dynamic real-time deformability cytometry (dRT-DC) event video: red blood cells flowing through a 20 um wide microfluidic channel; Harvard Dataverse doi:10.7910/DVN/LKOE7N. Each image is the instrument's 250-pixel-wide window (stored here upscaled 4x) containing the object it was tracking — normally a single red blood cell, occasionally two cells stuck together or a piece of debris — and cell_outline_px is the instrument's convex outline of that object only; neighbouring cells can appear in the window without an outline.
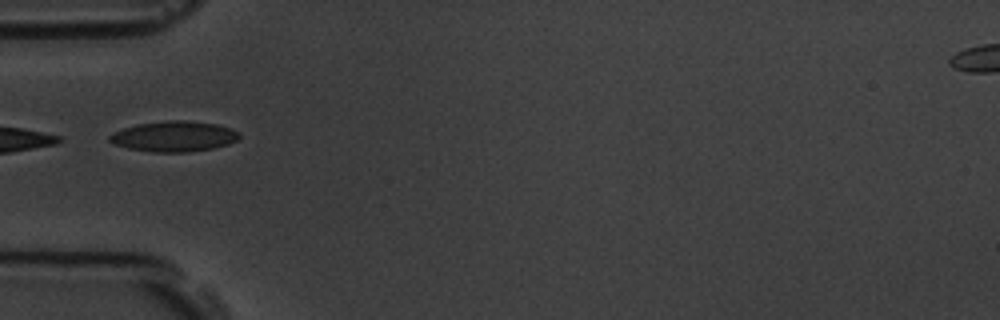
{"species": "common noctule bat (a hibernating species)", "species_latin": "Nyctalus noctula", "temperature_condition": "room temperature", "stored_images_in_passage": 8, "camera_frame_rate_fps": 3000, "um_per_image_px": 0.085, "animal": {"sex": "male", "body_mass_g": 19.5, "forearm_length_mm": 54.6}, "frame": {"image": 1, "passage_image": 6, "time_ms": 5.667, "image_size_px": [1000, 320], "cell_outline_px": [[240, 136], [236, 140], [228, 144], [212, 148], [188, 152], [152, 152], [128, 148], [116, 144], [108, 140], [108, 136], [112, 132], [136, 124], [168, 120], [188, 120], [216, 124], [232, 128], [240, 132]], "centroid_in_image_um": [14.79, 11.58], "position_along_channel_um": 70.2, "area_um2": 23.12}}
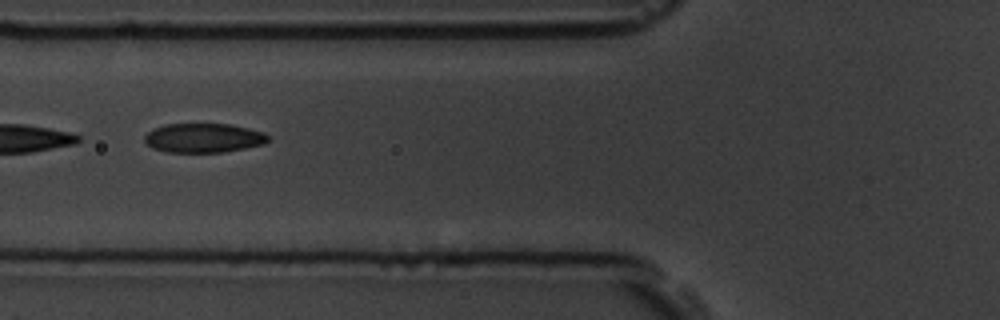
{"frame": {"image": 2, "passage_image": 7, "time_ms": 6.667, "image_size_px": [1000, 320], "cell_outline_px": [[268, 140], [264, 144], [224, 152], [168, 152], [152, 148], [144, 144], [144, 136], [152, 128], [164, 124], [232, 124], [264, 132], [268, 136]], "centroid_in_image_um": [17.26, 11.72], "position_along_channel_um": 108.5, "area_um2": 21.21}}
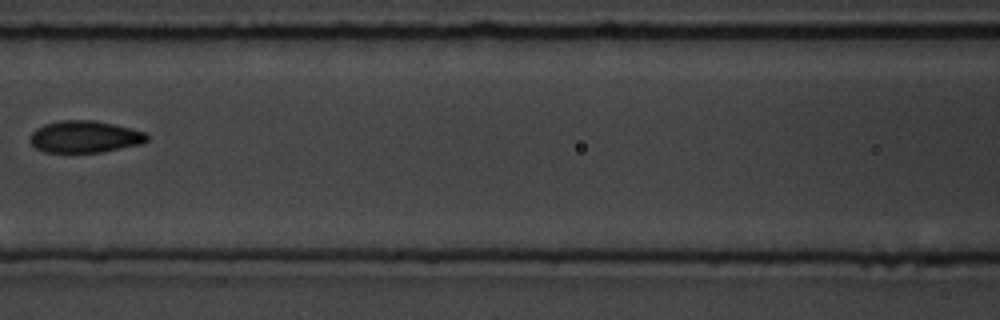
{"frame": {"image": 3, "passage_image": 8, "time_ms": 8.0, "image_size_px": [1000, 320], "cell_outline_px": [[148, 140], [144, 144], [100, 152], [44, 152], [36, 148], [28, 140], [32, 132], [36, 128], [44, 124], [60, 120], [92, 120], [132, 128], [144, 132], [148, 136]], "centroid_in_image_um": [7.2, 11.62], "position_along_channel_um": 159.4, "area_um2": 21.85}}